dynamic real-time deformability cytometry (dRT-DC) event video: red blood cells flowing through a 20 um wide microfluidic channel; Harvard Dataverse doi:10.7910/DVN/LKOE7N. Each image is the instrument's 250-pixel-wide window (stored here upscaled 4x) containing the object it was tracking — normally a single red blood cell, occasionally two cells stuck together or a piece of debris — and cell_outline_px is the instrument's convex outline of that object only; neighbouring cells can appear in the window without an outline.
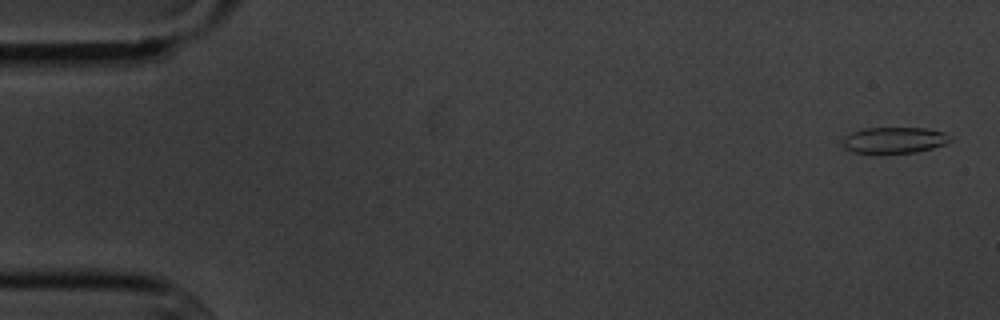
{"species": "common noctule bat (a hibernating species)", "species_latin": "Nyctalus noctula", "temperature_condition": "cold", "stored_images_in_passage": 5, "camera_frame_rate_fps": 3000, "um_per_image_px": 0.085, "animal": {"sex": "male", "body_mass_g": 20.1, "forearm_length_mm": 53.5}, "frame": {"image": 1, "passage_image": 1, "time_ms": 0.0, "image_size_px": [1000, 320], "cell_outline_px": [[952, 140], [944, 144], [932, 148], [916, 152], [880, 156], [852, 152], [844, 148], [840, 140], [844, 136], [852, 132], [864, 128], [924, 128], [944, 132], [952, 136]], "centroid_in_image_um": [75.94, 11.96], "position_along_channel_um": 9.1, "area_um2": 17.22}}